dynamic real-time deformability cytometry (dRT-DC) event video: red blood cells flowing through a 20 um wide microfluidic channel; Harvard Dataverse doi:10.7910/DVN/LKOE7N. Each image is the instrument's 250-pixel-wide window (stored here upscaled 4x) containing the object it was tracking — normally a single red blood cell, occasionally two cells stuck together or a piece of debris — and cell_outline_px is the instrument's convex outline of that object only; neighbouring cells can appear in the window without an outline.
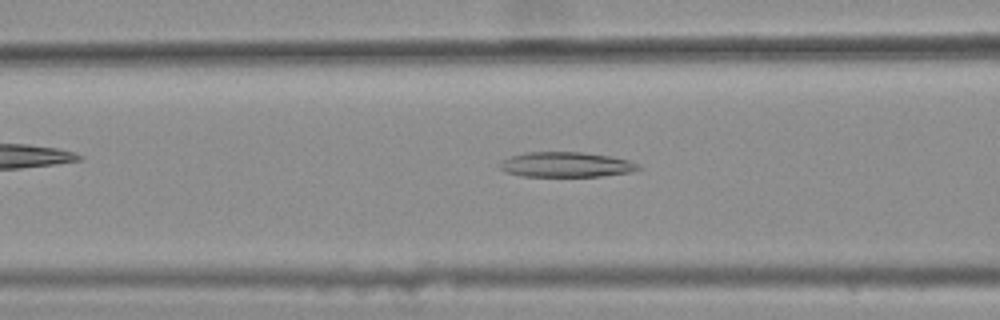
{"species": "common noctule bat (a hibernating species)", "species_latin": "Nyctalus noctula", "temperature_condition": "warm", "stored_images_in_passage": 44, "camera_frame_rate_fps": 3000, "um_per_image_px": 0.085, "animal": {"sex": "female", "body_mass_g": 25.1}, "frame": {"image": 1, "passage_image": 21, "time_ms": 6.667, "image_size_px": [1000, 320], "cell_outline_px": [[644, 168], [632, 172], [600, 176], [520, 176], [504, 172], [496, 164], [512, 156], [524, 152], [584, 152], [608, 156], [628, 160], [640, 164]], "centroid_in_image_um": [48.12, 13.99], "position_along_channel_um": 118.5, "area_um2": 20.4}}
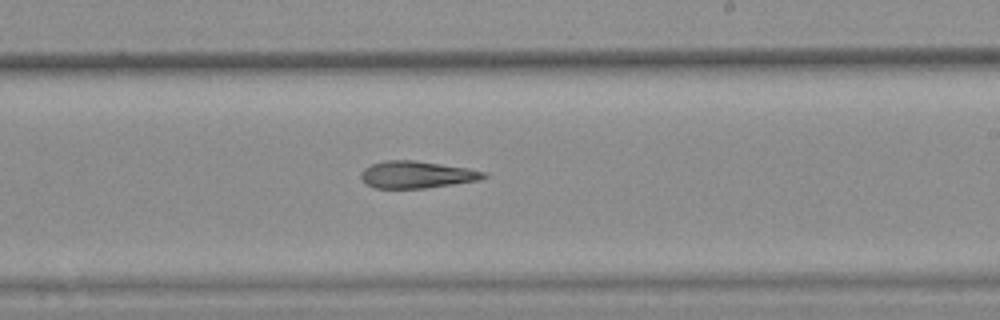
{"frame": {"image": 2, "passage_image": 32, "time_ms": 10.333, "image_size_px": [1000, 320], "cell_outline_px": [[488, 176], [480, 180], [428, 188], [376, 188], [368, 184], [360, 176], [364, 168], [372, 164], [384, 160], [412, 160], [468, 168], [484, 172]], "centroid_in_image_um": [35.44, 14.84], "position_along_channel_um": 253.6, "area_um2": 19.19}}
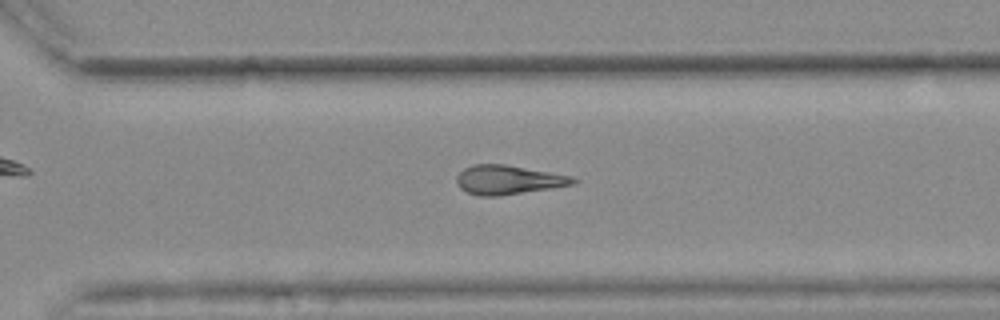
{"frame": {"image": 3, "passage_image": 38, "time_ms": 12.333, "image_size_px": [1000, 320], "cell_outline_px": [[580, 180], [572, 184], [500, 196], [480, 196], [468, 192], [460, 188], [456, 184], [456, 176], [464, 168], [472, 164], [504, 164], [572, 176]], "centroid_in_image_um": [43.15, 15.28], "position_along_channel_um": 327.5, "area_um2": 19.59}, "authors_computed_cell_mechanics": {"area_um2": 20.519, "velocity_mm_per_s": 3.6944, "shape_relaxation_time_tau1_ms": null, "shape_relaxation_time_tau2_ms": 10.0619, "deformation_change_tau1": null, "deformation_change_tau2": 0.2703}}